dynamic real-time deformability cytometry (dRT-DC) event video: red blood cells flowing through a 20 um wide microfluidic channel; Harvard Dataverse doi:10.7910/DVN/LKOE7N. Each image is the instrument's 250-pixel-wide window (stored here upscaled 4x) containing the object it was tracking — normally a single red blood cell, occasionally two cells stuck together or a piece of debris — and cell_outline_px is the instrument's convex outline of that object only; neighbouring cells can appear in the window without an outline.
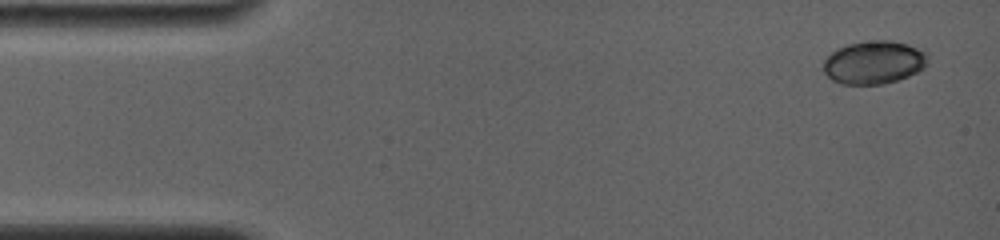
{"species": "common noctule bat (a hibernating species)", "species_latin": "Nyctalus noctula", "temperature_condition": "room temperature", "stored_images_in_passage": 8, "camera_frame_rate_fps": 4000, "um_per_image_px": 0.085, "animal": {"sex": "female", "body_mass_g": 19.0, "forearm_length_mm": 56.7}, "frame": {"image": 1, "passage_image": 1, "time_ms": 0.0, "image_size_px": [1000, 240], "cell_outline_px": [[928, 64], [924, 68], [908, 76], [884, 84], [840, 84], [832, 80], [824, 72], [824, 60], [836, 48], [848, 44], [876, 40], [892, 40], [924, 48], [928, 52]], "centroid_in_image_um": [74.34, 5.29], "position_along_channel_um": 10.7, "area_um2": 26.53}}
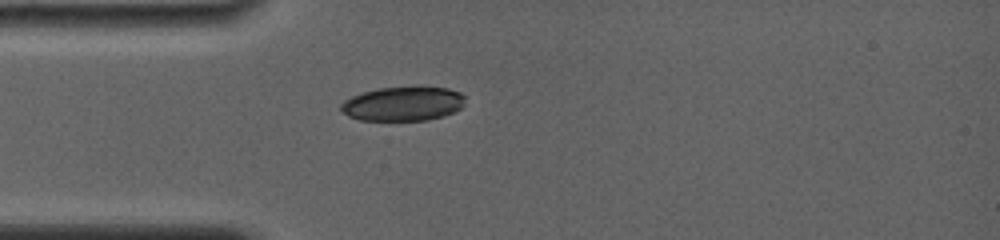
{"frame": {"image": 2, "passage_image": 5, "time_ms": 3.75, "image_size_px": [1000, 240], "cell_outline_px": [[464, 104], [460, 108], [444, 116], [428, 120], [360, 120], [348, 116], [340, 112], [340, 104], [344, 100], [352, 96], [364, 92], [380, 88], [420, 84], [448, 88], [460, 92], [464, 96]], "centroid_in_image_um": [34.27, 8.78], "position_along_channel_um": 50.7, "area_um2": 25.49}}
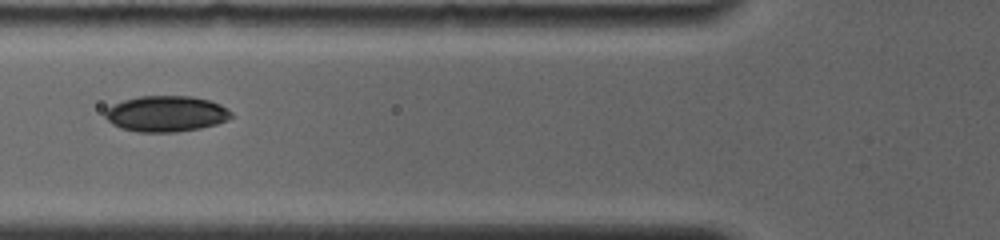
{"frame": {"image": 3, "passage_image": 7, "time_ms": 5.5, "image_size_px": [1000, 240], "cell_outline_px": [[236, 116], [228, 120], [216, 124], [200, 128], [176, 132], [136, 132], [120, 128], [112, 124], [104, 116], [104, 112], [112, 104], [124, 100], [140, 96], [192, 96], [208, 100], [220, 104], [228, 108]], "centroid_in_image_um": [14.14, 9.67], "position_along_channel_um": 111.7, "area_um2": 26.65}}